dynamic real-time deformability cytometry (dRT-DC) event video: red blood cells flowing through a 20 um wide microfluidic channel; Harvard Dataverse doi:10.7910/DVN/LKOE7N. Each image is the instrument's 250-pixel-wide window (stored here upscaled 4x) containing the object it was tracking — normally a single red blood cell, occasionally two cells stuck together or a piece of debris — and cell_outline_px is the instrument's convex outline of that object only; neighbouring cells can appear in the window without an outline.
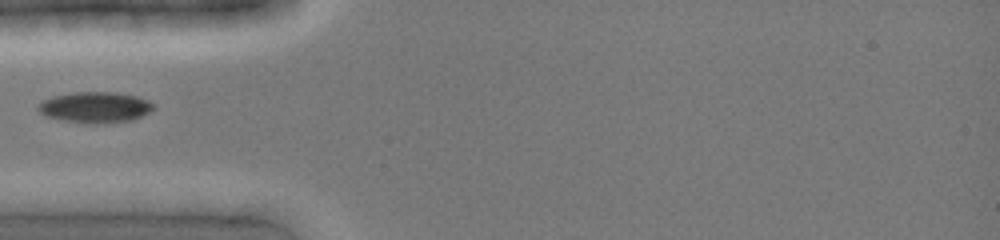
{"species": "common noctule bat (a hibernating species)", "species_latin": "Nyctalus noctula", "temperature_condition": "cold", "stored_images_in_passage": 7, "camera_frame_rate_fps": 3000, "um_per_image_px": 0.085, "animal": {"sex": "female", "body_mass_g": 19.0, "forearm_length_mm": 51.5}, "frame": {"image": 1, "passage_image": 1, "time_ms": 0.0, "image_size_px": [1000, 240], "cell_outline_px": [[156, 104], [148, 112], [132, 120], [104, 124], [84, 124], [44, 116], [36, 108], [36, 104], [40, 100], [52, 96], [72, 92], [116, 92], [136, 96], [148, 100]], "centroid_in_image_um": [8.03, 9.12], "position_along_channel_um": 77.0, "area_um2": 21.15}}
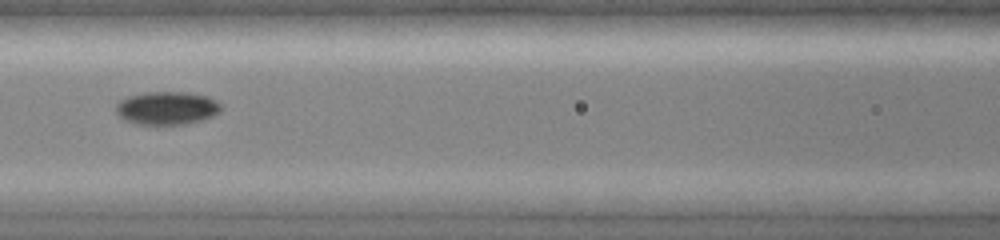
{"frame": {"image": 2, "passage_image": 6, "time_ms": 1.667, "image_size_px": [1000, 240], "cell_outline_px": [[220, 112], [212, 116], [200, 120], [184, 124], [136, 124], [124, 120], [116, 112], [116, 104], [120, 100], [128, 96], [148, 92], [184, 92], [208, 96], [216, 100], [220, 104]], "centroid_in_image_um": [14.17, 9.18], "position_along_channel_um": 152.4, "area_um2": 20.17}}